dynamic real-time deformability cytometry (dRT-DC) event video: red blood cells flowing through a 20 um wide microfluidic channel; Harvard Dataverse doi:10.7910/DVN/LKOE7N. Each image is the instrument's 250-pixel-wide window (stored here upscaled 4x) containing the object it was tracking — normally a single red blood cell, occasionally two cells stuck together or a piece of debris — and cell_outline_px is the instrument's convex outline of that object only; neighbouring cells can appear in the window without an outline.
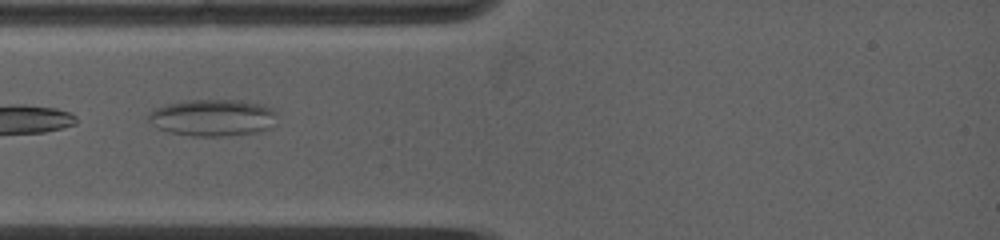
{"species": "common noctule bat (a hibernating species)", "species_latin": "Nyctalus noctula", "temperature_condition": "warm", "stored_images_in_passage": 30, "camera_frame_rate_fps": 5000, "um_per_image_px": 0.085, "animal": {"sex": "female", "body_mass_g": 19.0, "forearm_length_mm": 53.3}, "frame": {"image": 1, "passage_image": 4, "time_ms": 0.8, "image_size_px": [1000, 240], "cell_outline_px": [[276, 112], [268, 128], [252, 132], [224, 136], [192, 136], [168, 132], [156, 128], [148, 120], [148, 116], [156, 108], [168, 104], [188, 100], [240, 100], [264, 104], [272, 108]], "centroid_in_image_um": [18.03, 9.99], "position_along_channel_um": 67.0, "area_um2": 27.22}}
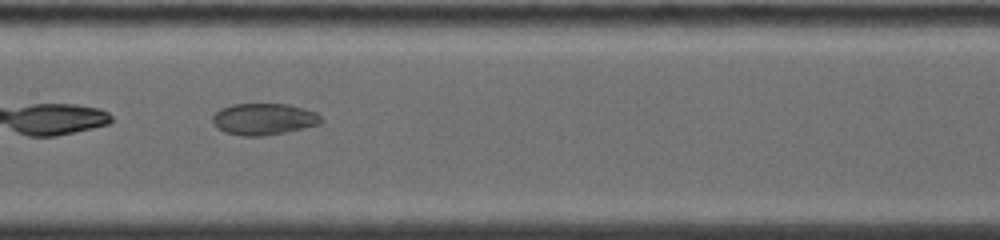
{"frame": {"image": 2, "passage_image": 13, "time_ms": 3.8, "image_size_px": [1000, 240], "cell_outline_px": [[324, 120], [320, 124], [284, 132], [260, 136], [240, 136], [224, 132], [212, 120], [212, 116], [220, 108], [232, 104], [288, 104], [304, 108], [316, 112]], "centroid_in_image_um": [22.43, 10.11], "position_along_channel_um": 185.0, "area_um2": 19.88}}
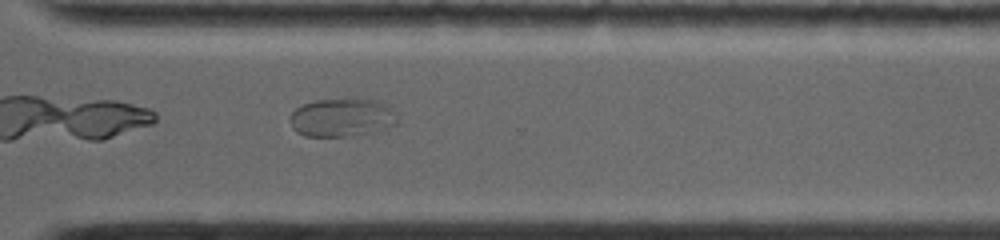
{"frame": {"image": 3, "passage_image": 25, "time_ms": 7.8, "image_size_px": [1000, 240], "cell_outline_px": [[396, 124], [376, 132], [352, 136], [304, 136], [296, 132], [292, 128], [288, 120], [288, 116], [296, 108], [304, 104], [316, 100], [376, 100], [384, 104], [388, 108], [396, 120]], "centroid_in_image_um": [28.97, 10.03], "position_along_channel_um": 341.6, "area_um2": 23.64}}